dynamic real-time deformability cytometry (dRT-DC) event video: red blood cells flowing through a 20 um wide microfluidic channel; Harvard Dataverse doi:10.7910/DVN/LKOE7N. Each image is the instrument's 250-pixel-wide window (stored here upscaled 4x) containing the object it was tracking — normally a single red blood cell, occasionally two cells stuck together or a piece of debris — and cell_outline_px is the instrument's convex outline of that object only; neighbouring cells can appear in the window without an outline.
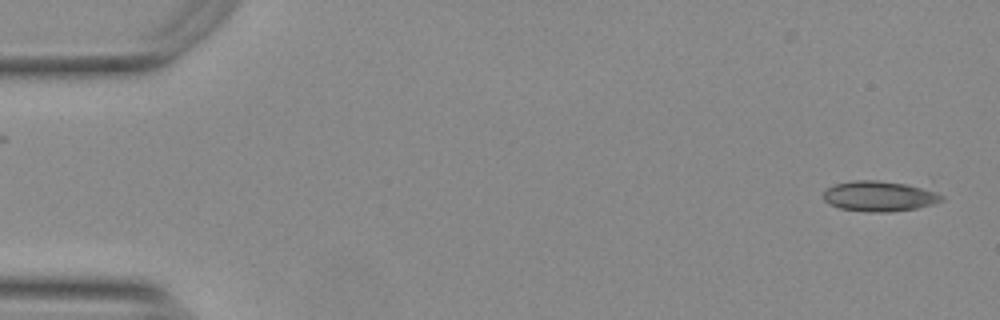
{"species": "Egyptian fruit bat (a non-hibernating species)", "species_latin": "Rousettus aegyptiacus", "temperature_condition": "warm", "stored_images_in_passage": 16, "camera_frame_rate_fps": 3000, "um_per_image_px": 0.085, "animal": {"sex": "female"}, "frame": {"image": 1, "passage_image": 1, "time_ms": 0.0, "image_size_px": [1000, 320], "cell_outline_px": [[944, 200], [932, 204], [916, 208], [888, 212], [868, 212], [840, 208], [828, 204], [824, 200], [824, 192], [828, 188], [836, 184], [852, 180], [876, 180], [908, 184], [936, 192], [944, 196]], "centroid_in_image_um": [74.73, 16.68], "position_along_channel_um": 10.3, "area_um2": 20.81}}
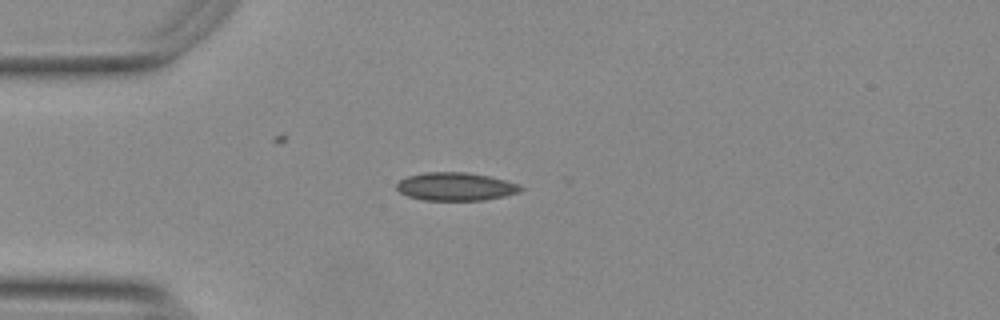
{"frame": {"image": 2, "passage_image": 13, "time_ms": 4.0, "image_size_px": [1000, 320], "cell_outline_px": [[524, 188], [520, 192], [504, 196], [484, 200], [424, 200], [408, 196], [400, 192], [396, 188], [396, 184], [400, 180], [408, 176], [424, 172], [468, 172], [488, 176], [520, 184]], "centroid_in_image_um": [38.74, 15.85], "position_along_channel_um": 46.3, "area_um2": 20.35}}